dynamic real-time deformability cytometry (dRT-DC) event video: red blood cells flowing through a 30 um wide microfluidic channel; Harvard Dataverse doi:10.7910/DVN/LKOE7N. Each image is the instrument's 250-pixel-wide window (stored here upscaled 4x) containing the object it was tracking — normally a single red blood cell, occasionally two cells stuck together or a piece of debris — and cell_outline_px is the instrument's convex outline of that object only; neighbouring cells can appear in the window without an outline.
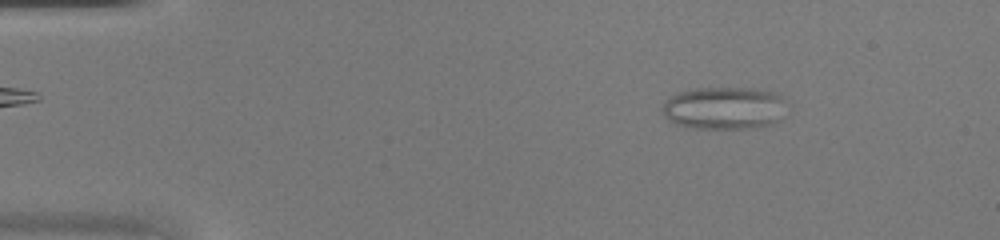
{"species": "common noctule bat (a hibernating species)", "species_latin": "Nyctalus noctula", "temperature_condition": "warm", "stored_images_in_passage": 46, "segment_of_instrument_passage": [1, 2], "camera_frame_rate_fps": 3000, "um_per_image_px": 0.085, "animal": {"sex": "female", "body_mass_g": 20.0, "forearm_length_mm": 54.0}, "frame": {"image": 1, "passage_image": 6, "time_ms": 1.667, "image_size_px": [1000, 240], "cell_outline_px": [[784, 100], [780, 120], [772, 124], [748, 128], [692, 128], [676, 124], [668, 120], [664, 116], [660, 108], [664, 100], [680, 92], [696, 88], [752, 88], [772, 92], [784, 96]], "centroid_in_image_um": [61.5, 9.18], "position_along_channel_um": 23.5, "area_um2": 30.87}}